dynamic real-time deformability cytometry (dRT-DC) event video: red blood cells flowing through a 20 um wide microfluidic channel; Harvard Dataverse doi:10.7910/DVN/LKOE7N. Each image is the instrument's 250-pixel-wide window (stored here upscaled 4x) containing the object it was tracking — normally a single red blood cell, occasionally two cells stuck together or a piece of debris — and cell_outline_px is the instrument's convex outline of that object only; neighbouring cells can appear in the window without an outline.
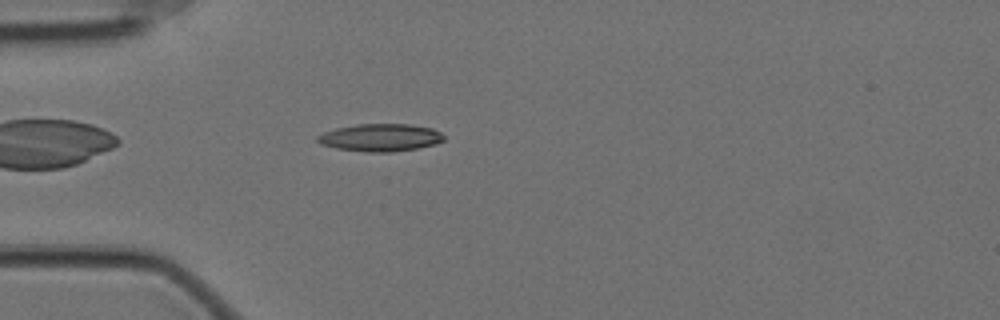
{"species": "Egyptian fruit bat (a non-hibernating species)", "species_latin": "Rousettus aegyptiacus", "temperature_condition": "cold", "stored_images_in_passage": 46, "camera_frame_rate_fps": 3000, "um_per_image_px": 0.085, "animal": {"sex": "female"}, "frame": {"image": 1, "passage_image": 5, "time_ms": 1.333, "image_size_px": [1000, 320], "cell_outline_px": [[444, 140], [436, 144], [416, 148], [392, 152], [368, 152], [336, 148], [320, 144], [316, 140], [316, 136], [324, 132], [336, 128], [356, 124], [412, 124], [432, 128], [440, 132], [444, 136]], "centroid_in_image_um": [32.33, 11.69], "position_along_channel_um": 52.7, "area_um2": 20.35}}
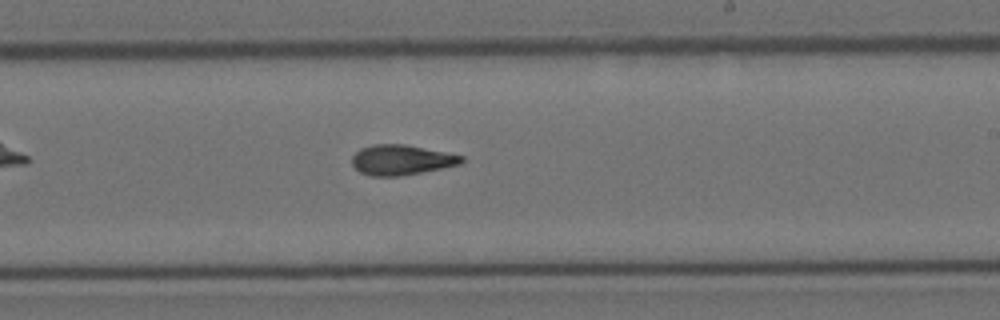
{"frame": {"image": 2, "passage_image": 23, "time_ms": 7.333, "image_size_px": [1000, 320], "cell_outline_px": [[464, 160], [460, 164], [444, 168], [400, 176], [372, 176], [360, 172], [352, 164], [352, 156], [360, 148], [372, 144], [404, 144], [464, 156]], "centroid_in_image_um": [34.1, 13.59], "position_along_channel_um": 254.9, "area_um2": 19.19}}
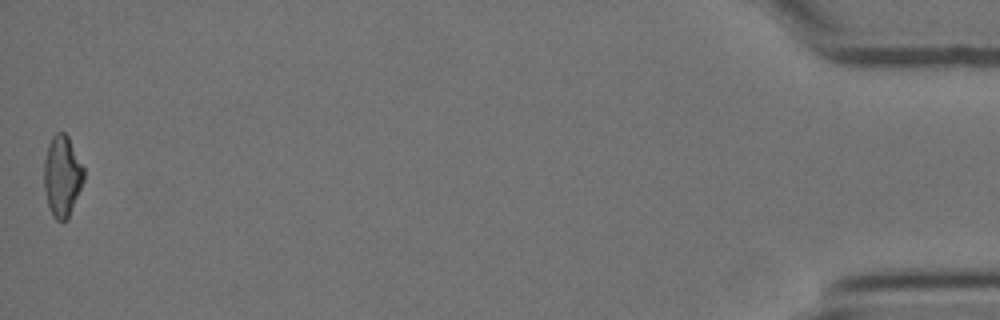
{"frame": {"image": 3, "passage_image": 46, "time_ms": 15.0, "image_size_px": [1000, 320], "cell_outline_px": [[84, 180], [68, 220], [56, 220], [52, 216], [48, 208], [44, 188], [44, 160], [48, 144], [52, 136], [56, 132], [64, 132], [68, 136], [84, 168]], "centroid_in_image_um": [5.28, 14.98], "position_along_channel_um": 429.9, "area_um2": 18.96}, "authors_computed_cell_mechanics": {"area_um2": 19.0451, "velocity_mm_per_s": 3.5123, "shape_relaxation_time_tau1_ms": 9.5897, "shape_relaxation_time_tau2_ms": 4.423, "deformation_change_tau1": 0.2365, "deformation_change_tau2": 0.1356}}